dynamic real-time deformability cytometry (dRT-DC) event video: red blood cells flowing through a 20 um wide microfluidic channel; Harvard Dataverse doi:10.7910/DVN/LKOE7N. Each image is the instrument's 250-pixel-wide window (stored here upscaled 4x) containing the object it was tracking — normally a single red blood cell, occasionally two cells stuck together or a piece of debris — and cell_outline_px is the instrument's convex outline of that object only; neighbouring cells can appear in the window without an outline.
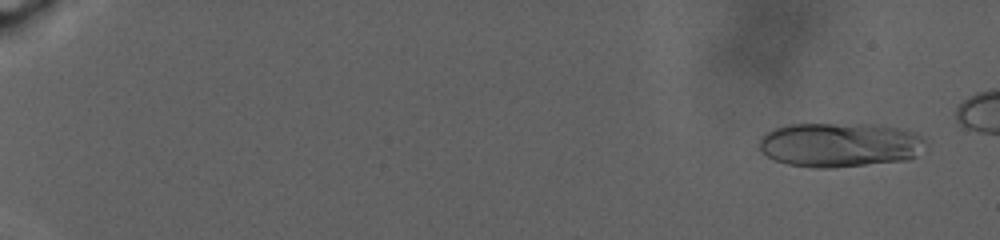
{"species": "human", "species_latin": "Homo sapiens", "temperature_condition": "warm", "stored_images_in_passage": 76, "camera_frame_rate_fps": 3000, "um_per_image_px": 0.085, "donor": {"sex": "male"}, "frame": {"image": 1, "passage_image": 5, "time_ms": 1.667, "image_size_px": [1000, 240], "cell_outline_px": [[924, 140], [916, 156], [908, 160], [836, 168], [812, 168], [788, 164], [772, 160], [760, 152], [760, 136], [772, 128], [784, 124], [876, 124], [916, 132]], "centroid_in_image_um": [71.3, 12.31], "position_along_channel_um": 13.7, "area_um2": 43.52}}
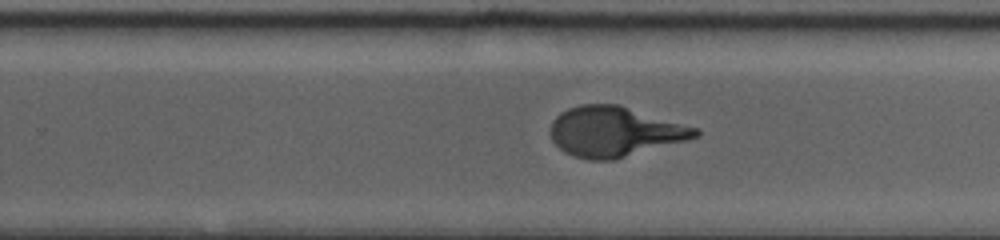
{"frame": {"image": 2, "passage_image": 52, "time_ms": 21.0, "image_size_px": [1000, 240], "cell_outline_px": [[700, 136], [612, 160], [588, 160], [572, 156], [564, 152], [552, 140], [548, 132], [552, 120], [560, 112], [568, 108], [580, 104], [620, 104], [700, 128]], "centroid_in_image_um": [52.22, 11.17], "position_along_channel_um": 277.6, "area_um2": 42.6}}
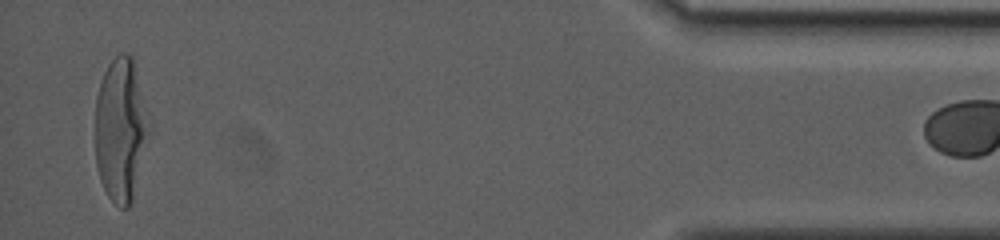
{"frame": {"image": 3, "passage_image": 75, "time_ms": 29.667, "image_size_px": [1000, 240], "cell_outline_px": [[152, 124], [132, 200], [128, 208], [120, 208], [108, 196], [100, 180], [96, 164], [96, 96], [100, 80], [108, 64], [120, 52], [124, 52], [132, 56]], "centroid_in_image_um": [10.28, 10.99], "position_along_channel_um": 424.9, "area_um2": 45.32}}